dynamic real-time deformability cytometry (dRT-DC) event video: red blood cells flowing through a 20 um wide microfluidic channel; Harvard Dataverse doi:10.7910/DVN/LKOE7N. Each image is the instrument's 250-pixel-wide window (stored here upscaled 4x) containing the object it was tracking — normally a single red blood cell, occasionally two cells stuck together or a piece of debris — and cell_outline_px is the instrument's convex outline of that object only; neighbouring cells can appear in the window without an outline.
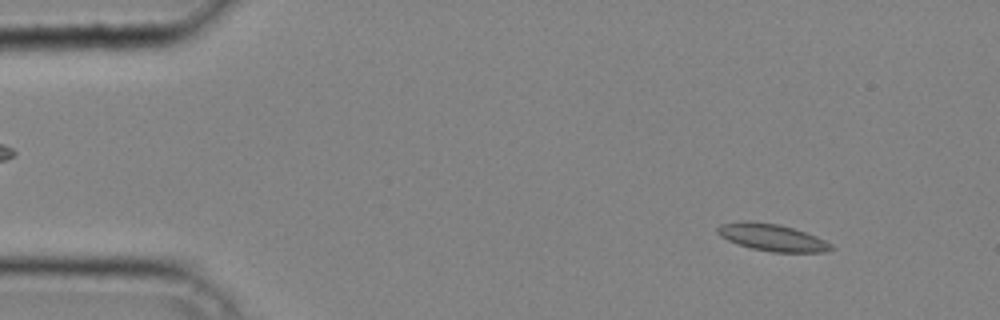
{"species": "common noctule bat (a hibernating species)", "species_latin": "Nyctalus noctula", "temperature_condition": "cold", "stored_images_in_passage": 36, "camera_frame_rate_fps": 3000, "um_per_image_px": 0.085, "animal": {"sex": "male", "body_mass_g": 20.4}, "frame": {"image": 1, "passage_image": 3, "time_ms": 0.667, "image_size_px": [1000, 320], "cell_outline_px": [[836, 248], [824, 252], [772, 252], [752, 248], [728, 240], [720, 236], [716, 232], [716, 228], [720, 224], [744, 220], [748, 220], [780, 224], [816, 236], [832, 244]], "centroid_in_image_um": [65.62, 20.17], "position_along_channel_um": 19.4, "area_um2": 17.92}}
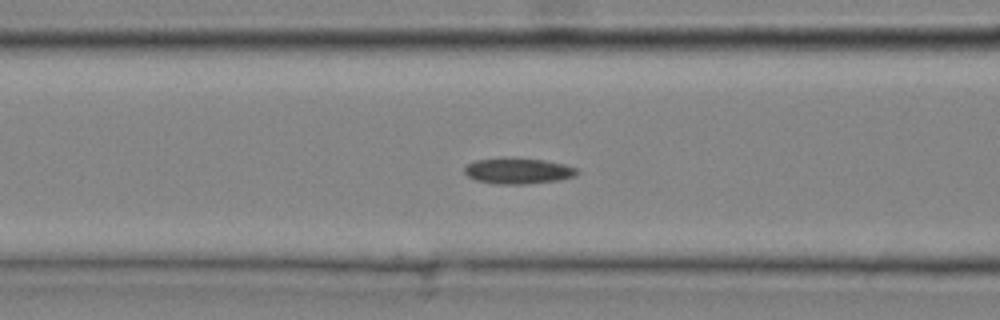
{"frame": {"image": 2, "passage_image": 15, "time_ms": 4.667, "image_size_px": [1000, 320], "cell_outline_px": [[580, 172], [576, 176], [560, 180], [528, 184], [496, 184], [476, 180], [468, 176], [464, 172], [464, 168], [468, 164], [476, 160], [504, 156], [544, 160], [564, 164], [576, 168]], "centroid_in_image_um": [44.05, 14.51], "position_along_channel_um": 122.6, "area_um2": 17.34}}
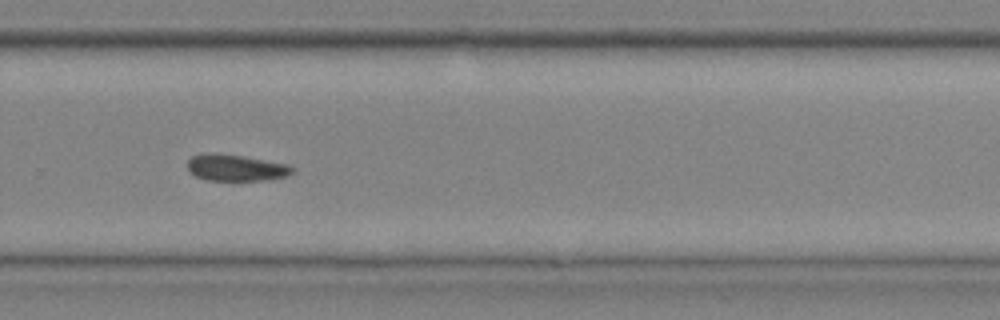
{"frame": {"image": 3, "passage_image": 27, "time_ms": 8.667, "image_size_px": [1000, 320], "cell_outline_px": [[296, 172], [288, 176], [268, 180], [208, 180], [196, 176], [188, 168], [188, 160], [192, 156], [208, 152], [216, 152], [244, 156], [288, 164], [296, 168]], "centroid_in_image_um": [20.12, 14.24], "position_along_channel_um": 309.7, "area_um2": 16.42}}